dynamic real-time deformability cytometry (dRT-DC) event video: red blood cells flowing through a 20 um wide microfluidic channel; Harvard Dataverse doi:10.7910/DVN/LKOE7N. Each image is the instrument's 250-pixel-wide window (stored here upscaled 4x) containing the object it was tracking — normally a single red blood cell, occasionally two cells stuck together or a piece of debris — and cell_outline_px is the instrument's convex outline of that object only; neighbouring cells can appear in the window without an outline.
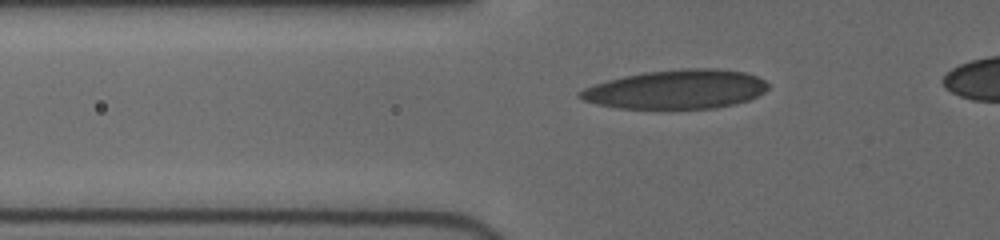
{"species": "human", "species_latin": "Homo sapiens", "temperature_condition": "cold", "stored_images_in_passage": 12, "camera_frame_rate_fps": 3000, "um_per_image_px": 0.085, "donor": {"sex": "female"}, "frame": {"image": 1, "passage_image": 4, "time_ms": 1.0, "image_size_px": [1000, 240], "cell_outline_px": [[768, 88], [764, 92], [748, 100], [736, 104], [716, 108], [620, 108], [600, 104], [584, 100], [576, 96], [576, 92], [584, 88], [608, 80], [624, 76], [644, 72], [680, 68], [716, 68], [744, 72], [756, 76], [764, 80], [768, 84]], "centroid_in_image_um": [57.5, 7.58], "position_along_channel_um": 68.3, "area_um2": 42.71}}
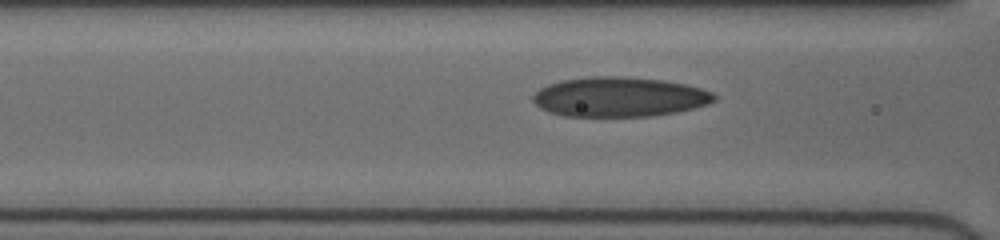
{"frame": {"image": 2, "passage_image": 8, "time_ms": 2.333, "image_size_px": [1000, 240], "cell_outline_px": [[716, 100], [708, 104], [676, 112], [652, 116], [564, 116], [548, 112], [540, 108], [532, 100], [532, 96], [540, 88], [548, 84], [560, 80], [592, 76], [628, 76], [664, 80], [684, 84], [700, 88], [712, 92], [716, 96]], "centroid_in_image_um": [52.62, 8.23], "position_along_channel_um": 114.0, "area_um2": 42.14}}
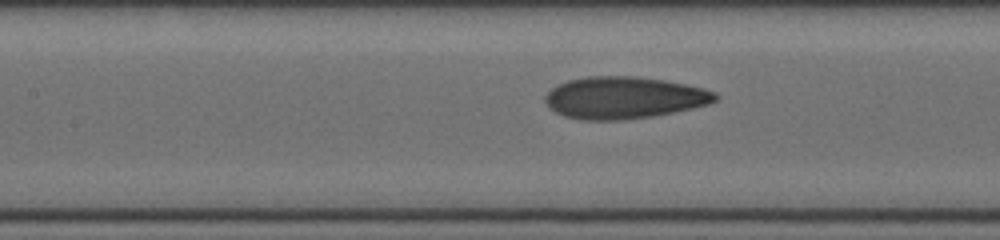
{"frame": {"image": 3, "passage_image": 11, "time_ms": 3.333, "image_size_px": [1000, 240], "cell_outline_px": [[720, 96], [716, 100], [708, 104], [692, 108], [652, 116], [620, 120], [580, 120], [564, 116], [556, 112], [544, 100], [544, 96], [552, 88], [568, 80], [588, 76], [636, 76], [664, 80], [684, 84], [716, 92]], "centroid_in_image_um": [53.03, 8.3], "position_along_channel_um": 154.4, "area_um2": 41.38}}